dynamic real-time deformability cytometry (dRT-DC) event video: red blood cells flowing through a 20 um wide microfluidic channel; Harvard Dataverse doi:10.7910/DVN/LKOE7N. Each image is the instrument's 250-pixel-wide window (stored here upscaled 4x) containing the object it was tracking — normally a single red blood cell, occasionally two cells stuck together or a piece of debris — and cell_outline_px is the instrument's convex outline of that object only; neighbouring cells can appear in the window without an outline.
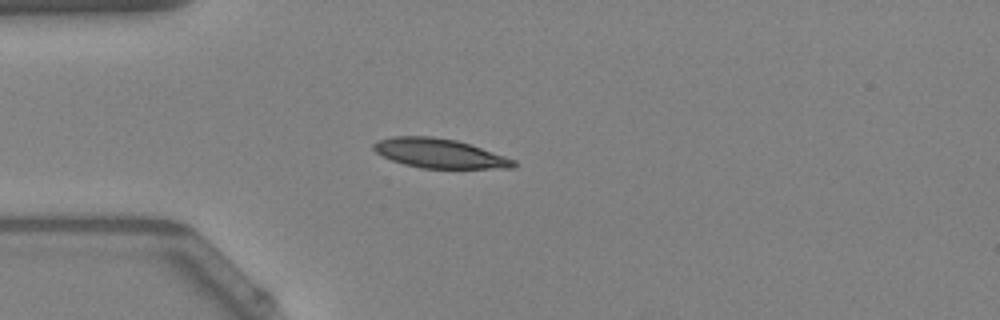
{"species": "Egyptian fruit bat (a non-hibernating species)", "species_latin": "Rousettus aegyptiacus", "temperature_condition": "warm", "stored_images_in_passage": 39, "camera_frame_rate_fps": 3000, "um_per_image_px": 0.085, "animal": {"sex": "female"}, "frame": {"image": 1, "passage_image": 1, "time_ms": 0.0, "image_size_px": [1000, 320], "cell_outline_px": [[516, 164], [512, 168], [420, 168], [404, 164], [392, 160], [376, 152], [372, 148], [372, 144], [380, 140], [392, 136], [432, 136], [456, 140], [516, 160]], "centroid_in_image_um": [37.32, 13.03], "position_along_channel_um": 47.7, "area_um2": 23.64}}
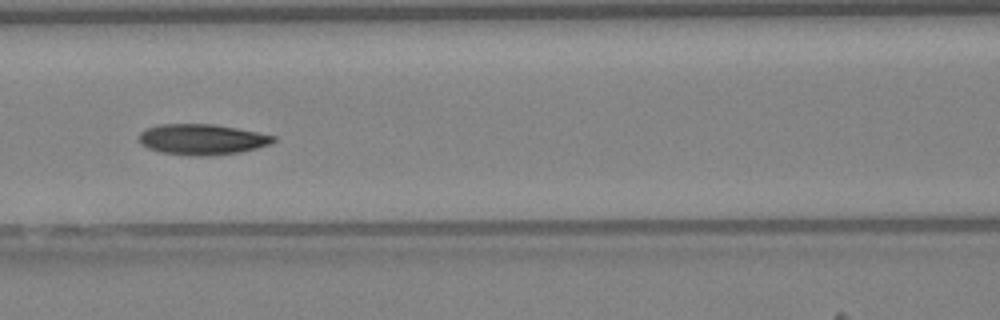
{"frame": {"image": 2, "passage_image": 10, "time_ms": 3.0, "image_size_px": [1000, 320], "cell_outline_px": [[276, 140], [268, 144], [256, 148], [240, 152], [208, 156], [192, 156], [160, 152], [148, 148], [140, 144], [140, 132], [144, 128], [160, 124], [212, 124], [236, 128], [276, 136]], "centroid_in_image_um": [17.13, 11.85], "position_along_channel_um": 149.5, "area_um2": 23.99}}
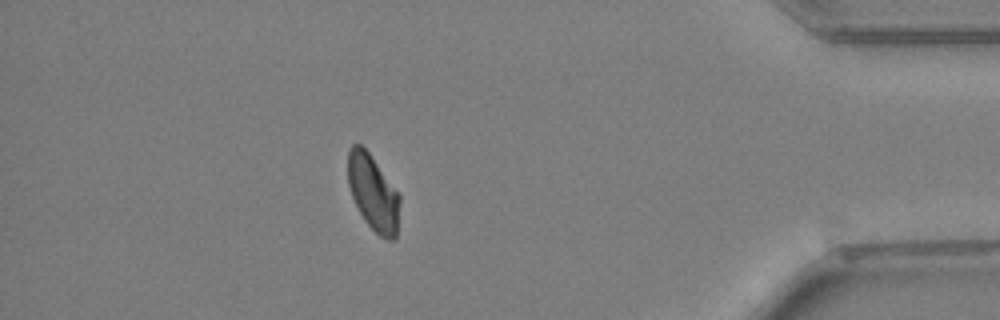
{"frame": {"image": 3, "passage_image": 33, "time_ms": 10.667, "image_size_px": [1000, 320], "cell_outline_px": [[400, 200], [396, 236], [392, 240], [388, 240], [380, 236], [364, 220], [352, 196], [348, 184], [348, 148], [352, 144], [360, 144], [368, 152], [400, 196]], "centroid_in_image_um": [31.7, 16.38], "position_along_channel_um": 403.5, "area_um2": 22.43}, "authors_computed_cell_mechanics": {"area_um2": 23.5824, "velocity_mm_per_s": 3.8947, "shape_relaxation_time_tau1_ms": 4.0718, "shape_relaxation_time_tau2_ms": null, "deformation_change_tau1": 0.1213, "deformation_change_tau2": null}}